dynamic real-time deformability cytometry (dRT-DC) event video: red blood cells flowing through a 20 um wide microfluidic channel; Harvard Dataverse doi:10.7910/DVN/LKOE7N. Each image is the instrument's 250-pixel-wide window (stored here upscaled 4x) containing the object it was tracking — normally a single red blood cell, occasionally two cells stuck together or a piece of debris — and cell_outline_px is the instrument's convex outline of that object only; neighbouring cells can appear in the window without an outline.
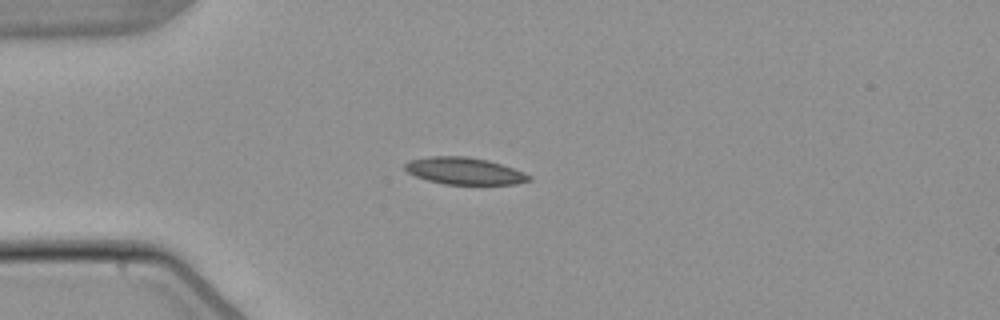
{"species": "common noctule bat (a hibernating species)", "species_latin": "Nyctalus noctula", "temperature_condition": "warm", "stored_images_in_passage": 5, "camera_frame_rate_fps": 3000, "um_per_image_px": 0.085, "animal": {"sex": "male", "body_mass_g": 21.5, "forearm_length_mm": 52.0}, "frame": {"image": 1, "passage_image": 3, "time_ms": 2.667, "image_size_px": [1000, 320], "cell_outline_px": [[532, 180], [516, 184], [444, 184], [428, 180], [416, 176], [408, 172], [404, 168], [404, 164], [412, 160], [432, 156], [464, 156], [488, 160], [524, 172], [532, 176]], "centroid_in_image_um": [39.5, 14.54], "position_along_channel_um": 45.5, "area_um2": 19.31}}
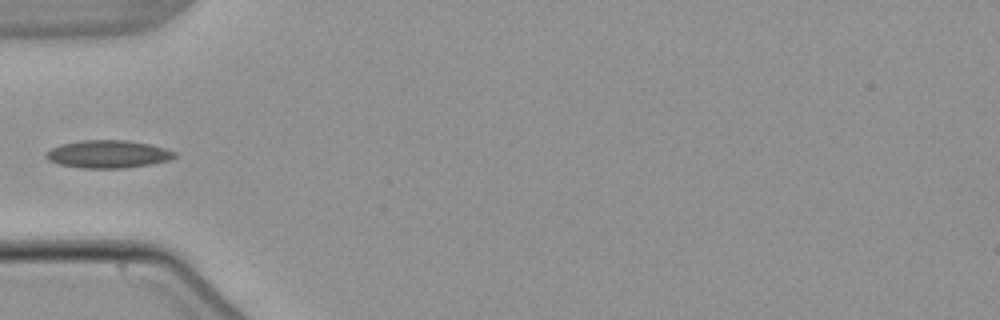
{"frame": {"image": 2, "passage_image": 4, "time_ms": 4.0, "image_size_px": [1000, 320], "cell_outline_px": [[176, 156], [168, 160], [152, 164], [124, 168], [80, 168], [60, 164], [48, 160], [44, 156], [52, 148], [60, 144], [84, 140], [128, 140], [148, 144], [164, 148], [176, 152]], "centroid_in_image_um": [9.18, 13.1], "position_along_channel_um": 75.8, "area_um2": 20.69}}